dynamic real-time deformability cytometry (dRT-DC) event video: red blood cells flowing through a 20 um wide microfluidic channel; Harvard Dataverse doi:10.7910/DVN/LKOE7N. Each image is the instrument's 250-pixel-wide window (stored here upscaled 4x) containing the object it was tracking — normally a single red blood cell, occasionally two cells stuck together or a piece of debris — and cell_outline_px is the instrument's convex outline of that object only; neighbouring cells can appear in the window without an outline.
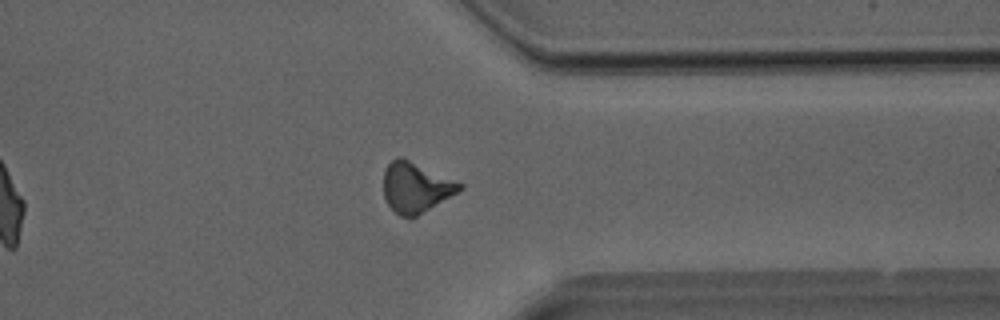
{"species": "Egyptian fruit bat (a non-hibernating species)", "species_latin": "Rousettus aegyptiacus", "temperature_condition": "room temperature", "stored_images_in_passage": 26, "camera_frame_rate_fps": 3000, "um_per_image_px": 0.085, "animal": {"sex": "male"}, "frame": {"image": 1, "passage_image": 22, "time_ms": 7.0, "image_size_px": [1000, 320], "cell_outline_px": [[464, 188], [416, 216], [408, 220], [400, 216], [384, 200], [384, 168], [392, 160], [400, 156], [464, 184]], "centroid_in_image_um": [35.31, 15.94], "position_along_channel_um": 376.1, "area_um2": 22.08}}